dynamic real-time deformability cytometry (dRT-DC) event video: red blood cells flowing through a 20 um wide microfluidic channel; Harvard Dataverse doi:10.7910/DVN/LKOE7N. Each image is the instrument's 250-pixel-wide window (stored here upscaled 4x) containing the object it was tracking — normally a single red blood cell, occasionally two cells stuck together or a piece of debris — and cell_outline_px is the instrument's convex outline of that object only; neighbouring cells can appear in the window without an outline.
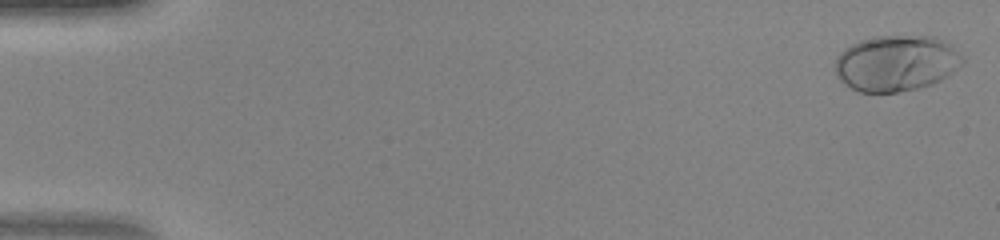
{"species": "human", "species_latin": "Homo sapiens", "temperature_condition": "warm", "stored_images_in_passage": 41, "camera_frame_rate_fps": 3000, "um_per_image_px": 0.085, "donor": {"sex": "female"}, "frame": {"image": 1, "passage_image": 1, "time_ms": 0.0, "image_size_px": [1000, 240], "cell_outline_px": [[964, 60], [952, 72], [940, 80], [932, 84], [916, 88], [896, 92], [856, 92], [844, 84], [836, 76], [836, 56], [844, 48], [860, 40], [876, 36], [936, 36], [948, 44], [964, 56]], "centroid_in_image_um": [76.14, 5.37], "position_along_channel_um": 8.9, "area_um2": 41.5}}
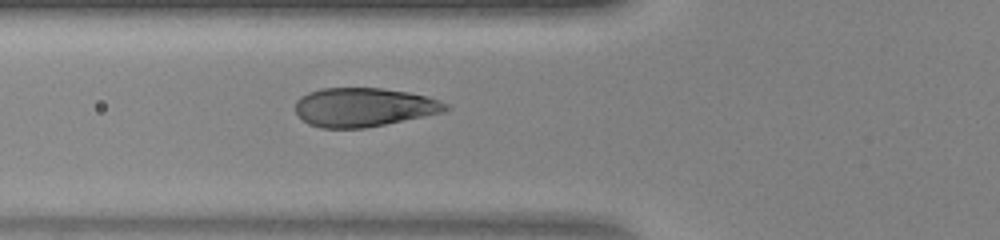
{"frame": {"image": 2, "passage_image": 18, "time_ms": 5.667, "image_size_px": [1000, 240], "cell_outline_px": [[452, 108], [444, 112], [364, 128], [320, 128], [308, 124], [296, 112], [296, 100], [300, 96], [308, 92], [320, 88], [380, 88], [408, 92], [428, 96], [452, 104]], "centroid_in_image_um": [30.96, 9.1], "position_along_channel_um": 94.8, "area_um2": 34.22}}
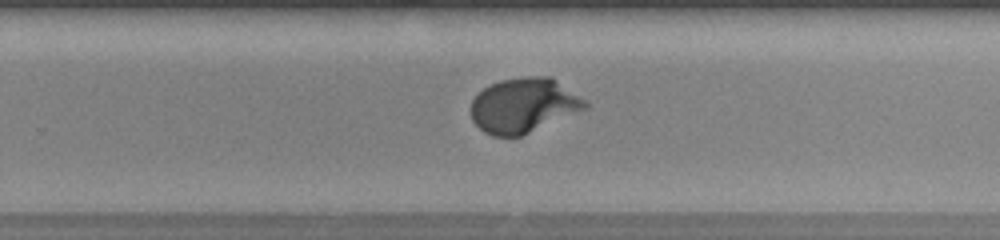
{"frame": {"image": 3, "passage_image": 31, "time_ms": 10.0, "image_size_px": [1000, 240], "cell_outline_px": [[588, 108], [520, 136], [492, 136], [484, 132], [472, 120], [472, 100], [484, 88], [500, 80], [524, 76], [552, 76], [584, 100], [588, 104]], "centroid_in_image_um": [44.51, 8.95], "position_along_channel_um": 285.3, "area_um2": 36.07}}